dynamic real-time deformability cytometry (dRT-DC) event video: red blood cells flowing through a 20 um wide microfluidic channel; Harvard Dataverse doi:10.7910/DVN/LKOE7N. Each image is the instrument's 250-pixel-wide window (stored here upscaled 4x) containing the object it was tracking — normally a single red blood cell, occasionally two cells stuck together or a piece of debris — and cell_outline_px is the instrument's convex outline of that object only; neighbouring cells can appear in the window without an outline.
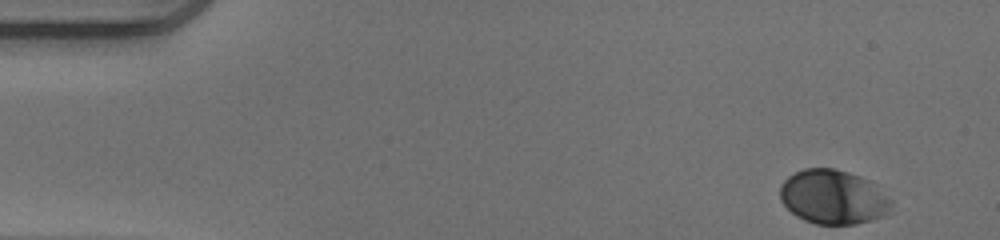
{"species": "human", "species_latin": "Homo sapiens", "temperature_condition": "warm", "stored_images_in_passage": 49, "camera_frame_rate_fps": 3000, "um_per_image_px": 0.085, "donor": {"sex": "male"}, "frame": {"image": 1, "passage_image": 1, "time_ms": 0.0, "image_size_px": [1000, 240], "cell_outline_px": [[892, 212], [884, 216], [856, 224], [816, 224], [804, 220], [796, 216], [780, 200], [780, 184], [788, 176], [804, 168], [832, 168], [848, 172], [860, 176], [868, 180], [892, 200]], "centroid_in_image_um": [70.82, 16.75], "position_along_channel_um": 14.2, "area_um2": 35.26}}
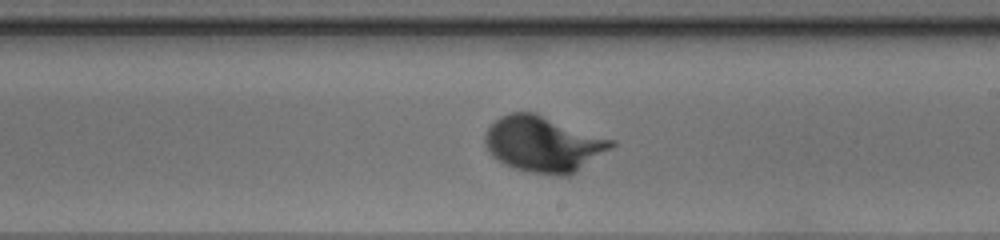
{"frame": {"image": 2, "passage_image": 28, "time_ms": 9.0, "image_size_px": [1000, 240], "cell_outline_px": [[616, 144], [612, 148], [576, 172], [568, 176], [556, 176], [532, 172], [512, 168], [504, 164], [492, 156], [488, 152], [484, 144], [484, 132], [500, 116], [508, 112], [536, 112], [616, 140]], "centroid_in_image_um": [46.19, 12.24], "position_along_channel_um": 242.8, "area_um2": 41.67}}
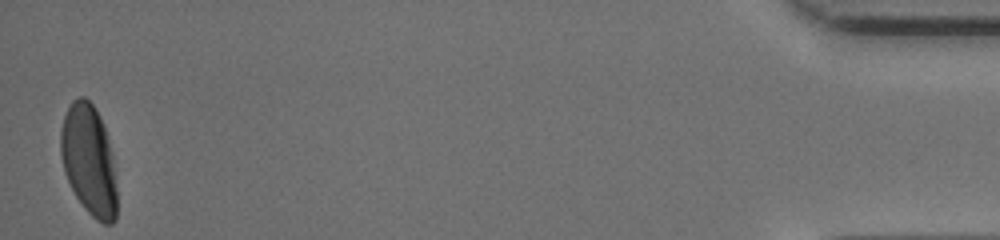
{"frame": {"image": 3, "passage_image": 49, "time_ms": 16.0, "image_size_px": [1000, 240], "cell_outline_px": [[116, 220], [112, 224], [104, 224], [96, 220], [84, 208], [76, 196], [64, 172], [60, 156], [60, 132], [64, 116], [72, 100], [76, 96], [84, 96], [96, 108], [100, 116], [112, 152], [116, 188]], "centroid_in_image_um": [7.55, 13.61], "position_along_channel_um": 427.7, "area_um2": 36.3}}